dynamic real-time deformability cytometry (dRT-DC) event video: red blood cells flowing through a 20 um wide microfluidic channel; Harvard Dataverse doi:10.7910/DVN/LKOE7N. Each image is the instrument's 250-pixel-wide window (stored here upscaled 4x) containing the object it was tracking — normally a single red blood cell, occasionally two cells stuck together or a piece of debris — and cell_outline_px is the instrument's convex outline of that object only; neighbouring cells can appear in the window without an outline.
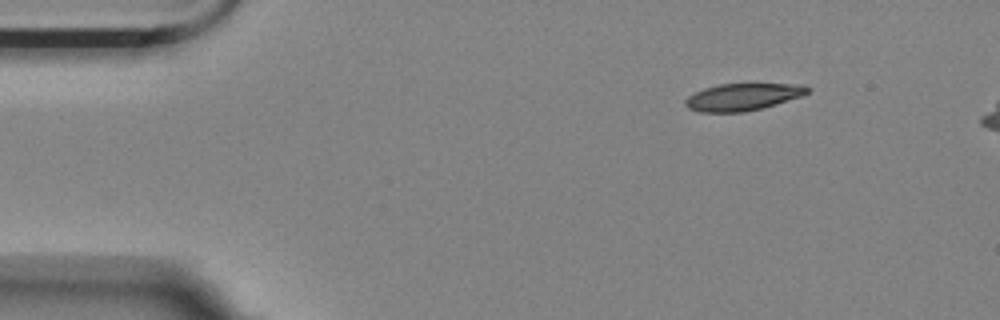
{"species": "Egyptian fruit bat (a non-hibernating species)", "species_latin": "Rousettus aegyptiacus", "temperature_condition": "room temperature", "stored_images_in_passage": 2, "camera_frame_rate_fps": 3000, "um_per_image_px": 0.085, "animal": {"sex": "female"}, "frame": {"image": 1, "passage_image": 2, "time_ms": 1.333, "image_size_px": [1000, 320], "cell_outline_px": [[812, 88], [808, 92], [800, 96], [760, 108], [744, 112], [700, 112], [688, 108], [684, 104], [684, 100], [688, 96], [704, 88], [720, 84], [752, 80], [804, 84]], "centroid_in_image_um": [63.19, 8.16], "position_along_channel_um": 21.8, "area_um2": 20.29}}